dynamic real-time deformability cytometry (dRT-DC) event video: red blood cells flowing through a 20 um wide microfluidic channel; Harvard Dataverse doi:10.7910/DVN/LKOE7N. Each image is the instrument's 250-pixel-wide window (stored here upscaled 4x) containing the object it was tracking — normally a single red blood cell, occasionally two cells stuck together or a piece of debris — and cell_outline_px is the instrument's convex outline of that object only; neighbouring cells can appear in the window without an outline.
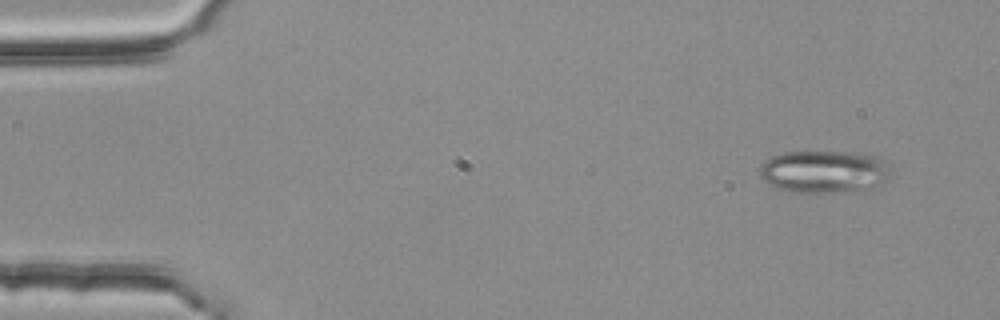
{"species": "common noctule bat (a hibernating species)", "species_latin": "Nyctalus noctula", "temperature_condition": "room temperature", "stored_images_in_passage": 3, "camera_frame_rate_fps": 3000, "um_per_image_px": 0.085, "animal": {"sex": "female", "body_mass_g": 25.1}, "frame": {"image": 1, "passage_image": 1, "time_ms": 0.0, "image_size_px": [1000, 320], "cell_outline_px": [[888, 180], [872, 192], [792, 192], [776, 188], [768, 184], [760, 176], [760, 164], [764, 160], [772, 156], [784, 152], [856, 152], [876, 156], [884, 160], [888, 164]], "centroid_in_image_um": [70.1, 14.62], "position_along_channel_um": 14.9, "area_um2": 33.29}}